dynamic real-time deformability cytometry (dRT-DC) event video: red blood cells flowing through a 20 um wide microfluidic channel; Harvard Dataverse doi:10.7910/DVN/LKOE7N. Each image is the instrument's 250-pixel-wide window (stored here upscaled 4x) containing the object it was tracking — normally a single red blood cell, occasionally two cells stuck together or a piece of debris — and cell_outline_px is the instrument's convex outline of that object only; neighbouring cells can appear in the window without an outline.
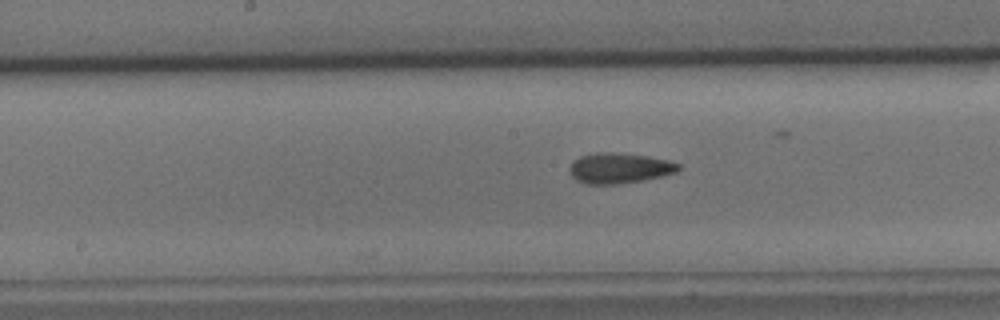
{"species": "common noctule bat (a hibernating species)", "species_latin": "Nyctalus noctula", "temperature_condition": "cold", "stored_images_in_passage": 28, "camera_frame_rate_fps": 3000, "um_per_image_px": 0.085, "animal": {"sex": "male", "body_mass_g": 15.6}, "frame": {"image": 1, "passage_image": 10, "time_ms": 3.0, "image_size_px": [1000, 320], "cell_outline_px": [[680, 168], [676, 172], [660, 176], [640, 180], [616, 184], [584, 184], [576, 180], [568, 172], [568, 168], [572, 160], [580, 156], [596, 152], [612, 152], [648, 156], [668, 160], [680, 164]], "centroid_in_image_um": [52.58, 14.28], "position_along_channel_um": 195.6, "area_um2": 19.36}}
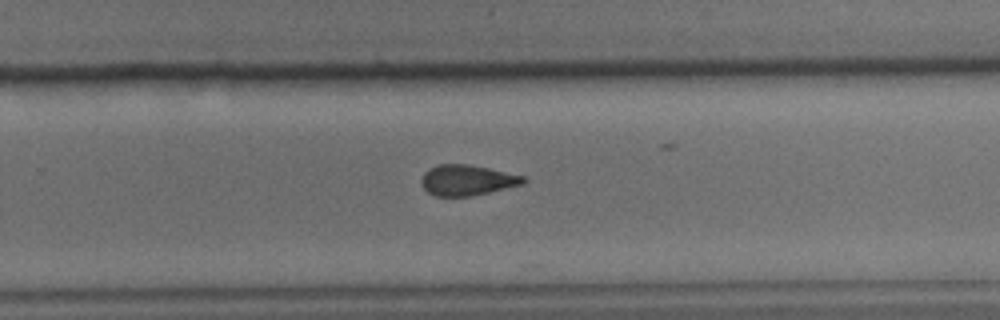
{"frame": {"image": 2, "passage_image": 18, "time_ms": 5.667, "image_size_px": [1000, 320], "cell_outline_px": [[528, 180], [524, 184], [488, 192], [468, 196], [436, 196], [428, 192], [424, 188], [420, 180], [424, 172], [428, 168], [440, 164], [468, 164], [488, 168], [524, 176]], "centroid_in_image_um": [39.69, 15.3], "position_along_channel_um": 290.1, "area_um2": 18.09}}
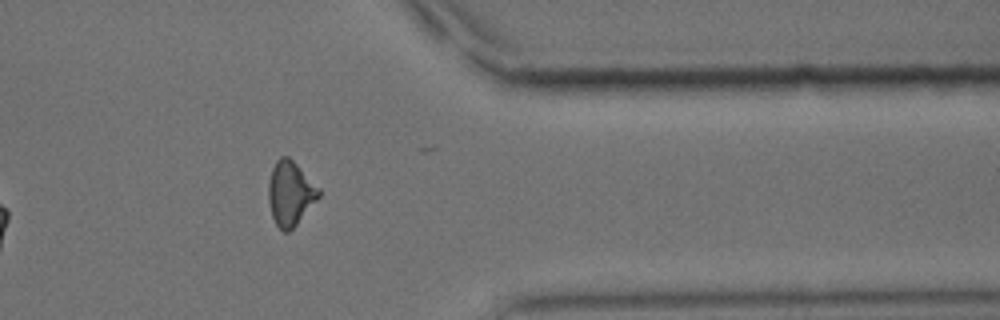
{"frame": {"image": 3, "passage_image": 27, "time_ms": 8.667, "image_size_px": [1000, 320], "cell_outline_px": [[320, 196], [296, 224], [288, 232], [284, 232], [276, 224], [272, 216], [268, 200], [268, 184], [272, 168], [276, 160], [280, 156], [288, 156], [320, 188]], "centroid_in_image_um": [24.66, 16.42], "position_along_channel_um": 386.7, "area_um2": 18.67}}